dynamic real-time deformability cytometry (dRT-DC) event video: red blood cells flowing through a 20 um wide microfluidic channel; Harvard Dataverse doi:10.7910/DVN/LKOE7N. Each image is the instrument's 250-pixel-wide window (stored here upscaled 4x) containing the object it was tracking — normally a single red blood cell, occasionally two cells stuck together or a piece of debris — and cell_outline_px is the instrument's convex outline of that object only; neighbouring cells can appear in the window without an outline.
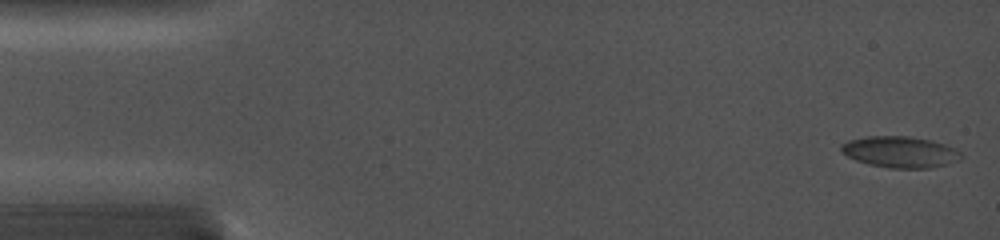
{"species": "common noctule bat (a hibernating species)", "species_latin": "Nyctalus noctula", "temperature_condition": "cold", "stored_images_in_passage": 13, "camera_frame_rate_fps": 5000, "um_per_image_px": 0.085, "animal": {"sex": "female", "body_mass_g": 19.0, "forearm_length_mm": 56.7}, "frame": {"image": 1, "passage_image": 1, "time_ms": 0.0, "image_size_px": [1000, 240], "cell_outline_px": [[964, 156], [960, 160], [948, 164], [932, 168], [888, 168], [868, 164], [856, 160], [840, 152], [840, 144], [848, 140], [868, 136], [908, 136], [932, 140], [956, 148]], "centroid_in_image_um": [76.53, 12.92], "position_along_channel_um": 8.5, "area_um2": 22.14}}